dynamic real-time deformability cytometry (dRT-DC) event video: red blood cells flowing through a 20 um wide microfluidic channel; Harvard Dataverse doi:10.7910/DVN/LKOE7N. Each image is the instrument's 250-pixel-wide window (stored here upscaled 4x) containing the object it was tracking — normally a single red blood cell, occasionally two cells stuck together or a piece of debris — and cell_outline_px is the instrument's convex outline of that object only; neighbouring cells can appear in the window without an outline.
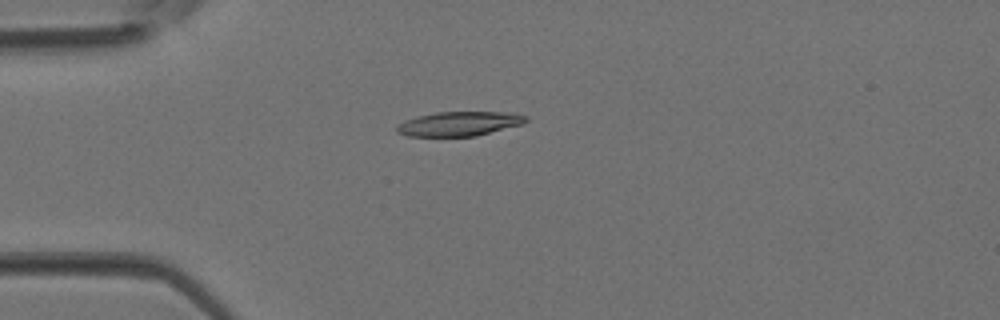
{"species": "Egyptian fruit bat (a non-hibernating species)", "species_latin": "Rousettus aegyptiacus", "temperature_condition": "room temperature", "stored_images_in_passage": 2, "camera_frame_rate_fps": 3000, "um_per_image_px": 0.085, "animal": {"sex": "female"}, "frame": {"image": 1, "passage_image": 2, "time_ms": 0.333, "image_size_px": [1000, 320], "cell_outline_px": [[528, 120], [524, 124], [476, 136], [408, 136], [396, 132], [396, 124], [404, 120], [416, 116], [436, 112], [516, 112], [528, 116]], "centroid_in_image_um": [39.06, 10.51], "position_along_channel_um": 45.9, "area_um2": 18.67}}